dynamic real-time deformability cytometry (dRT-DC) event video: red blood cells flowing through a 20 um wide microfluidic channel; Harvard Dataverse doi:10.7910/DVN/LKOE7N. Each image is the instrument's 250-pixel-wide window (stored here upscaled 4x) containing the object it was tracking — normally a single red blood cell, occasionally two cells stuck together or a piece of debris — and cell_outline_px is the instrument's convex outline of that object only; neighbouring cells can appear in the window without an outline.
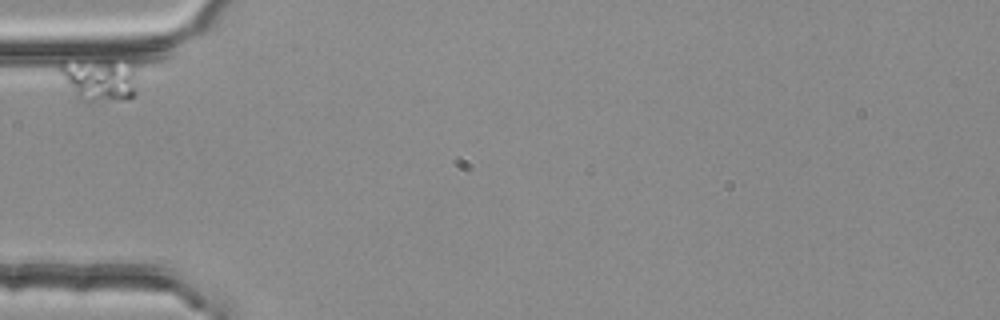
{"species": "common noctule bat (a hibernating species)", "species_latin": "Nyctalus noctula", "temperature_condition": "room temperature", "stored_images_in_passage": 6, "camera_frame_rate_fps": 3000, "um_per_image_px": 0.085, "animal": {"sex": "female", "body_mass_g": 25.1}, "frame": {"image": 1, "passage_image": 1, "time_ms": 0.0, "image_size_px": [1000, 320], "cell_outline_px": [[136, 92], [128, 100], [76, 100], [64, 80], [60, 72], [60, 64], [96, 60], [112, 60], [132, 64], [136, 68]], "centroid_in_image_um": [8.52, 6.79], "position_along_channel_um": 76.5, "area_um2": 19.19}}
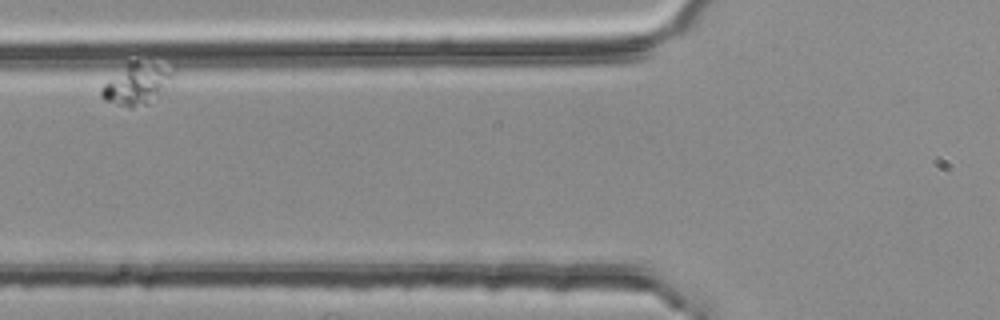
{"frame": {"image": 2, "passage_image": 2, "time_ms": 0.333, "image_size_px": [1000, 320], "cell_outline_px": [[176, 76], [160, 96], [148, 104], [132, 108], [128, 108], [104, 100], [100, 96], [100, 88], [128, 60], [136, 60], [176, 64]], "centroid_in_image_um": [11.74, 7.07], "position_along_channel_um": 114.1, "area_um2": 18.5}}